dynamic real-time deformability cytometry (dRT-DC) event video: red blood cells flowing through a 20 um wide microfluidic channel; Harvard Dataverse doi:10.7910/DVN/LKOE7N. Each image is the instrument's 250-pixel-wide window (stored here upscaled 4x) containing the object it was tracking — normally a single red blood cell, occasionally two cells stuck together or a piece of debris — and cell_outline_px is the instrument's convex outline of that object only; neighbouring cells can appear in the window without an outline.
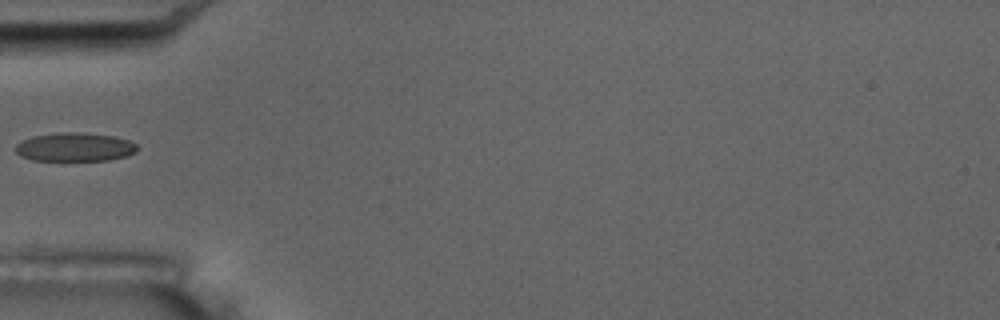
{"species": "common noctule bat (a hibernating species)", "species_latin": "Nyctalus noctula", "temperature_condition": "room temperature", "stored_images_in_passage": 7, "camera_frame_rate_fps": 3000, "um_per_image_px": 0.085, "animal": {"sex": "male", "body_mass_g": 17.5, "forearm_length_mm": 52.3}, "frame": {"image": 1, "passage_image": 7, "time_ms": 6.667, "image_size_px": [1000, 320], "cell_outline_px": [[140, 148], [136, 152], [128, 156], [108, 160], [32, 160], [20, 156], [12, 148], [20, 140], [32, 136], [60, 132], [80, 132], [112, 136], [128, 140], [136, 144]], "centroid_in_image_um": [6.33, 12.5], "position_along_channel_um": 78.7, "area_um2": 20.58}}